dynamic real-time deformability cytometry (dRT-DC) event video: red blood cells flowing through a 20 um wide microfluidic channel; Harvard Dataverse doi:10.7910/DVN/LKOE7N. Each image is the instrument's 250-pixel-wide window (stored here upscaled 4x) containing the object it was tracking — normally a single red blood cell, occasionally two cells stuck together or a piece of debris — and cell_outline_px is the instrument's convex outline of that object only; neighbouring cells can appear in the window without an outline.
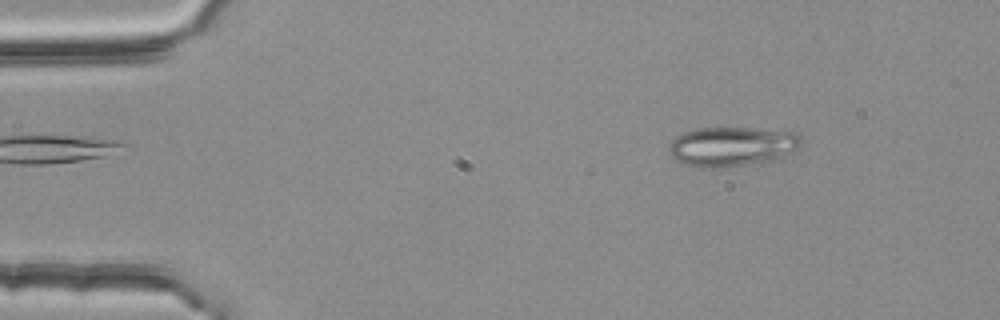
{"species": "common noctule bat (a hibernating species)", "species_latin": "Nyctalus noctula", "temperature_condition": "room temperature", "stored_images_in_passage": 3, "camera_frame_rate_fps": 3000, "um_per_image_px": 0.085, "animal": {"sex": "female", "body_mass_g": 25.1}, "frame": {"image": 1, "passage_image": 1, "time_ms": 0.0, "image_size_px": [1000, 320], "cell_outline_px": [[804, 140], [800, 148], [780, 160], [728, 168], [708, 168], [688, 164], [676, 160], [668, 152], [668, 144], [676, 136], [684, 132], [700, 128], [748, 128], [800, 132]], "centroid_in_image_um": [62.32, 12.46], "position_along_channel_um": 22.7, "area_um2": 31.33}}